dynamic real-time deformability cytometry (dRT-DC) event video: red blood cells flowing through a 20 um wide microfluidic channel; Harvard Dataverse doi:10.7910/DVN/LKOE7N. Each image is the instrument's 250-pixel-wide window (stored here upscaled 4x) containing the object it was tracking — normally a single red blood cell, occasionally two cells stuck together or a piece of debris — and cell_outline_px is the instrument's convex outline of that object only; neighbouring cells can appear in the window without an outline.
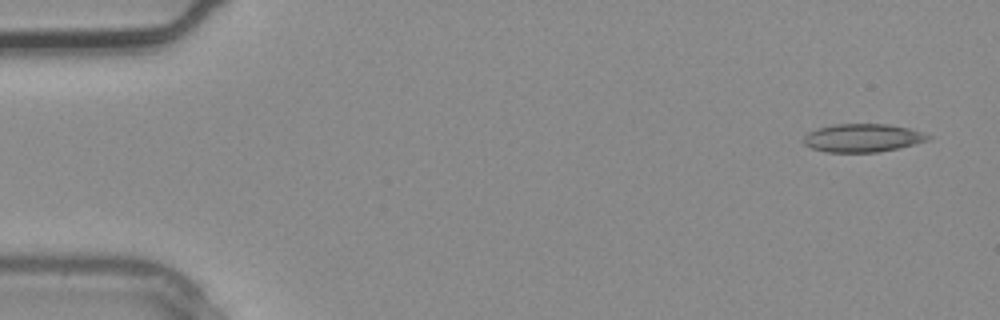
{"species": "common noctule bat (a hibernating species)", "species_latin": "Nyctalus noctula", "temperature_condition": "warm", "stored_images_in_passage": 3, "camera_frame_rate_fps": 3000, "um_per_image_px": 0.085, "animal": {"sex": "male", "body_mass_g": 20.4}, "frame": {"image": 1, "passage_image": 1, "time_ms": 0.0, "image_size_px": [1000, 320], "cell_outline_px": [[932, 136], [928, 140], [900, 148], [880, 152], [828, 152], [812, 148], [804, 144], [804, 136], [808, 132], [816, 128], [832, 124], [888, 124], [908, 128]], "centroid_in_image_um": [73.31, 11.72], "position_along_channel_um": 11.7, "area_um2": 20.46}}
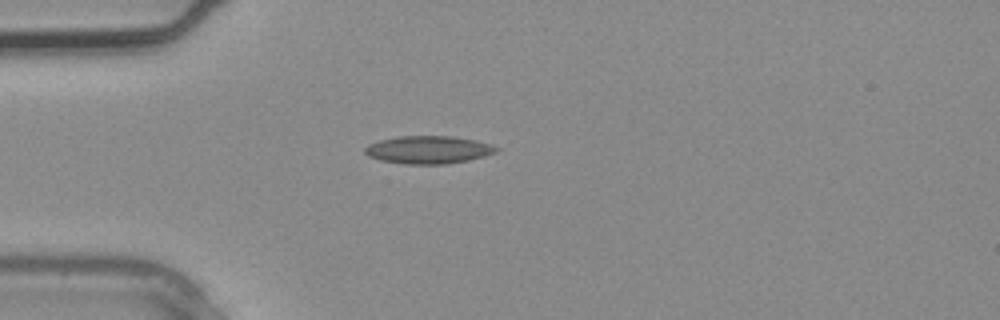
{"frame": {"image": 2, "passage_image": 3, "time_ms": 0.667, "image_size_px": [1000, 320], "cell_outline_px": [[500, 148], [496, 152], [484, 156], [468, 160], [448, 164], [404, 164], [380, 160], [368, 156], [364, 152], [364, 148], [368, 144], [380, 140], [400, 136], [452, 136], [476, 140], [492, 144]], "centroid_in_image_um": [36.42, 12.73], "position_along_channel_um": 48.6, "area_um2": 21.39}}